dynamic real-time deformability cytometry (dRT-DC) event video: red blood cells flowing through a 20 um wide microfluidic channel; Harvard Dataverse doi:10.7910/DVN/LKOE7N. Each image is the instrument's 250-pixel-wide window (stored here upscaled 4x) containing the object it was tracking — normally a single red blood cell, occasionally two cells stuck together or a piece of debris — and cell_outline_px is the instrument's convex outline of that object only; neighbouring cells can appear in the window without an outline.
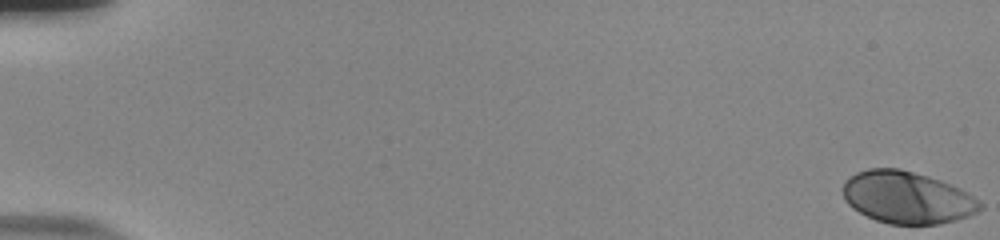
{"species": "human", "species_latin": "Homo sapiens", "temperature_condition": "room temperature", "stored_images_in_passage": 57, "camera_frame_rate_fps": 3000, "um_per_image_px": 0.085, "donor": {"sex": "male"}, "frame": {"image": 1, "passage_image": 1, "time_ms": 0.0, "image_size_px": [1000, 240], "cell_outline_px": [[984, 208], [968, 216], [956, 220], [940, 224], [888, 224], [876, 220], [852, 208], [844, 200], [844, 180], [848, 176], [856, 172], [868, 168], [900, 168], [928, 176], [940, 180], [960, 188], [984, 204]], "centroid_in_image_um": [77.1, 16.78], "position_along_channel_um": 7.9, "area_um2": 41.79}}
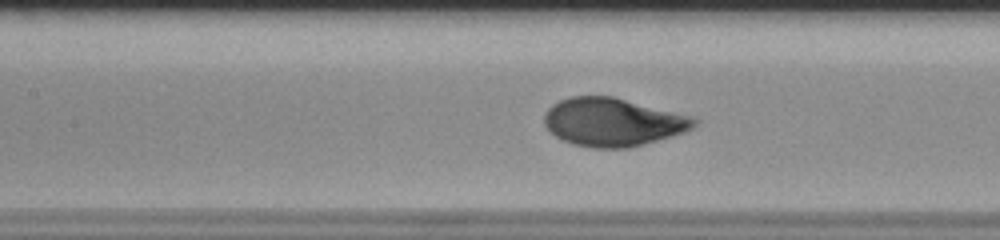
{"frame": {"image": 2, "passage_image": 28, "time_ms": 9.0, "image_size_px": [1000, 240], "cell_outline_px": [[700, 120], [692, 128], [684, 132], [672, 136], [628, 148], [592, 148], [572, 144], [556, 136], [544, 124], [544, 116], [548, 108], [552, 104], [560, 100], [572, 96], [612, 96], [692, 116]], "centroid_in_image_um": [52.1, 10.37], "position_along_channel_um": 155.3, "area_um2": 41.96}}
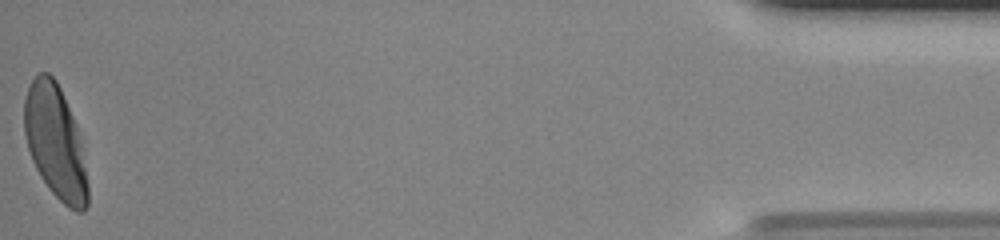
{"frame": {"image": 3, "passage_image": 57, "time_ms": 18.667, "image_size_px": [1000, 240], "cell_outline_px": [[88, 204], [84, 212], [76, 212], [68, 208], [48, 188], [40, 176], [32, 160], [24, 136], [24, 96], [32, 80], [40, 72], [48, 72], [56, 80], [60, 88], [76, 124], [80, 140], [88, 184]], "centroid_in_image_um": [4.69, 12.09], "position_along_channel_um": 430.5, "area_um2": 41.91}, "authors_computed_cell_mechanics": {"area_um2": 41.327, "velocity_mm_per_s": 3.7193, "shape_relaxation_time_tau1_ms": 2.5805, "shape_relaxation_time_tau2_ms": null, "deformation_change_tau1": 0.1811, "deformation_change_tau2": null}}